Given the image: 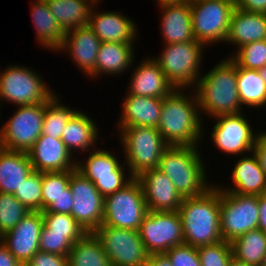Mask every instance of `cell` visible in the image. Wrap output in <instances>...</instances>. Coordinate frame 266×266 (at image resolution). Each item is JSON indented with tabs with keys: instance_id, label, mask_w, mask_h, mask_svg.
<instances>
[{
	"instance_id": "1",
	"label": "cell",
	"mask_w": 266,
	"mask_h": 266,
	"mask_svg": "<svg viewBox=\"0 0 266 266\" xmlns=\"http://www.w3.org/2000/svg\"><path fill=\"white\" fill-rule=\"evenodd\" d=\"M183 91L175 89L163 98L157 128L168 146H199L205 130L198 98L195 91L189 96Z\"/></svg>"
},
{
	"instance_id": "2",
	"label": "cell",
	"mask_w": 266,
	"mask_h": 266,
	"mask_svg": "<svg viewBox=\"0 0 266 266\" xmlns=\"http://www.w3.org/2000/svg\"><path fill=\"white\" fill-rule=\"evenodd\" d=\"M196 86L193 91L202 115L215 118L243 111L237 89V66L230 58L226 57L200 76Z\"/></svg>"
},
{
	"instance_id": "3",
	"label": "cell",
	"mask_w": 266,
	"mask_h": 266,
	"mask_svg": "<svg viewBox=\"0 0 266 266\" xmlns=\"http://www.w3.org/2000/svg\"><path fill=\"white\" fill-rule=\"evenodd\" d=\"M184 243L193 247L223 240L220 230V189L212 185L203 194L184 198L178 209Z\"/></svg>"
},
{
	"instance_id": "4",
	"label": "cell",
	"mask_w": 266,
	"mask_h": 266,
	"mask_svg": "<svg viewBox=\"0 0 266 266\" xmlns=\"http://www.w3.org/2000/svg\"><path fill=\"white\" fill-rule=\"evenodd\" d=\"M197 147L169 146L160 158L158 169L183 198L201 195L212 186L206 182L205 165Z\"/></svg>"
},
{
	"instance_id": "5",
	"label": "cell",
	"mask_w": 266,
	"mask_h": 266,
	"mask_svg": "<svg viewBox=\"0 0 266 266\" xmlns=\"http://www.w3.org/2000/svg\"><path fill=\"white\" fill-rule=\"evenodd\" d=\"M120 141L125 153L127 172L132 177L158 168L163 152L169 147L156 127H123L119 130Z\"/></svg>"
},
{
	"instance_id": "6",
	"label": "cell",
	"mask_w": 266,
	"mask_h": 266,
	"mask_svg": "<svg viewBox=\"0 0 266 266\" xmlns=\"http://www.w3.org/2000/svg\"><path fill=\"white\" fill-rule=\"evenodd\" d=\"M159 57L153 58L167 80L175 89L195 88L200 78V67L204 48L201 42L194 40L184 43L164 44ZM203 51V52H202Z\"/></svg>"
},
{
	"instance_id": "7",
	"label": "cell",
	"mask_w": 266,
	"mask_h": 266,
	"mask_svg": "<svg viewBox=\"0 0 266 266\" xmlns=\"http://www.w3.org/2000/svg\"><path fill=\"white\" fill-rule=\"evenodd\" d=\"M4 69L0 71V105L2 100L16 107L45 104L55 95L47 82L31 68L14 64Z\"/></svg>"
},
{
	"instance_id": "8",
	"label": "cell",
	"mask_w": 266,
	"mask_h": 266,
	"mask_svg": "<svg viewBox=\"0 0 266 266\" xmlns=\"http://www.w3.org/2000/svg\"><path fill=\"white\" fill-rule=\"evenodd\" d=\"M190 5L195 40L206 47L225 42L235 0H191Z\"/></svg>"
},
{
	"instance_id": "9",
	"label": "cell",
	"mask_w": 266,
	"mask_h": 266,
	"mask_svg": "<svg viewBox=\"0 0 266 266\" xmlns=\"http://www.w3.org/2000/svg\"><path fill=\"white\" fill-rule=\"evenodd\" d=\"M148 213L140 181L133 178L122 189L104 198L101 226L138 231Z\"/></svg>"
},
{
	"instance_id": "10",
	"label": "cell",
	"mask_w": 266,
	"mask_h": 266,
	"mask_svg": "<svg viewBox=\"0 0 266 266\" xmlns=\"http://www.w3.org/2000/svg\"><path fill=\"white\" fill-rule=\"evenodd\" d=\"M258 196L220 190V230L224 241L258 228Z\"/></svg>"
},
{
	"instance_id": "11",
	"label": "cell",
	"mask_w": 266,
	"mask_h": 266,
	"mask_svg": "<svg viewBox=\"0 0 266 266\" xmlns=\"http://www.w3.org/2000/svg\"><path fill=\"white\" fill-rule=\"evenodd\" d=\"M92 233L107 254L111 266H146L150 254L139 231L100 226Z\"/></svg>"
},
{
	"instance_id": "12",
	"label": "cell",
	"mask_w": 266,
	"mask_h": 266,
	"mask_svg": "<svg viewBox=\"0 0 266 266\" xmlns=\"http://www.w3.org/2000/svg\"><path fill=\"white\" fill-rule=\"evenodd\" d=\"M44 113L45 104L18 106L0 127V147L27 153L42 133Z\"/></svg>"
},
{
	"instance_id": "13",
	"label": "cell",
	"mask_w": 266,
	"mask_h": 266,
	"mask_svg": "<svg viewBox=\"0 0 266 266\" xmlns=\"http://www.w3.org/2000/svg\"><path fill=\"white\" fill-rule=\"evenodd\" d=\"M138 231L150 255L165 254L169 249L184 243L178 211H148Z\"/></svg>"
},
{
	"instance_id": "14",
	"label": "cell",
	"mask_w": 266,
	"mask_h": 266,
	"mask_svg": "<svg viewBox=\"0 0 266 266\" xmlns=\"http://www.w3.org/2000/svg\"><path fill=\"white\" fill-rule=\"evenodd\" d=\"M88 156L86 161L81 162L76 158V170L89 179L104 198L122 189L134 178L125 176L124 166L127 165L119 163L110 151L97 148Z\"/></svg>"
},
{
	"instance_id": "15",
	"label": "cell",
	"mask_w": 266,
	"mask_h": 266,
	"mask_svg": "<svg viewBox=\"0 0 266 266\" xmlns=\"http://www.w3.org/2000/svg\"><path fill=\"white\" fill-rule=\"evenodd\" d=\"M69 188L73 196L71 216L88 233L100 227L104 215V197L96 186L76 169L71 170Z\"/></svg>"
},
{
	"instance_id": "16",
	"label": "cell",
	"mask_w": 266,
	"mask_h": 266,
	"mask_svg": "<svg viewBox=\"0 0 266 266\" xmlns=\"http://www.w3.org/2000/svg\"><path fill=\"white\" fill-rule=\"evenodd\" d=\"M241 112L215 117L211 128L212 141L225 154L246 155L253 151L259 133L253 132L251 123Z\"/></svg>"
},
{
	"instance_id": "17",
	"label": "cell",
	"mask_w": 266,
	"mask_h": 266,
	"mask_svg": "<svg viewBox=\"0 0 266 266\" xmlns=\"http://www.w3.org/2000/svg\"><path fill=\"white\" fill-rule=\"evenodd\" d=\"M42 227V211H30L13 229L0 236V242L22 265H25L40 251Z\"/></svg>"
},
{
	"instance_id": "18",
	"label": "cell",
	"mask_w": 266,
	"mask_h": 266,
	"mask_svg": "<svg viewBox=\"0 0 266 266\" xmlns=\"http://www.w3.org/2000/svg\"><path fill=\"white\" fill-rule=\"evenodd\" d=\"M136 178L141 183L148 211H178L184 198L167 175L154 168Z\"/></svg>"
},
{
	"instance_id": "19",
	"label": "cell",
	"mask_w": 266,
	"mask_h": 266,
	"mask_svg": "<svg viewBox=\"0 0 266 266\" xmlns=\"http://www.w3.org/2000/svg\"><path fill=\"white\" fill-rule=\"evenodd\" d=\"M101 40L87 25L66 31L63 44L57 52L68 51L73 63L90 78L96 75V59ZM72 57V58H71Z\"/></svg>"
},
{
	"instance_id": "20",
	"label": "cell",
	"mask_w": 266,
	"mask_h": 266,
	"mask_svg": "<svg viewBox=\"0 0 266 266\" xmlns=\"http://www.w3.org/2000/svg\"><path fill=\"white\" fill-rule=\"evenodd\" d=\"M32 168L37 172H63L76 169V159L62 139L41 134L27 152Z\"/></svg>"
},
{
	"instance_id": "21",
	"label": "cell",
	"mask_w": 266,
	"mask_h": 266,
	"mask_svg": "<svg viewBox=\"0 0 266 266\" xmlns=\"http://www.w3.org/2000/svg\"><path fill=\"white\" fill-rule=\"evenodd\" d=\"M101 0H97L91 8L88 26L93 30L101 42L135 43L137 26L132 19L120 12H96L95 7Z\"/></svg>"
},
{
	"instance_id": "22",
	"label": "cell",
	"mask_w": 266,
	"mask_h": 266,
	"mask_svg": "<svg viewBox=\"0 0 266 266\" xmlns=\"http://www.w3.org/2000/svg\"><path fill=\"white\" fill-rule=\"evenodd\" d=\"M129 85L126 93L145 97L164 98L175 90L153 57L136 66Z\"/></svg>"
},
{
	"instance_id": "23",
	"label": "cell",
	"mask_w": 266,
	"mask_h": 266,
	"mask_svg": "<svg viewBox=\"0 0 266 266\" xmlns=\"http://www.w3.org/2000/svg\"><path fill=\"white\" fill-rule=\"evenodd\" d=\"M122 100L118 129L123 127H158L163 98L145 97L127 93Z\"/></svg>"
},
{
	"instance_id": "24",
	"label": "cell",
	"mask_w": 266,
	"mask_h": 266,
	"mask_svg": "<svg viewBox=\"0 0 266 266\" xmlns=\"http://www.w3.org/2000/svg\"><path fill=\"white\" fill-rule=\"evenodd\" d=\"M252 153V154H251ZM249 155H242L232 168L233 187L219 189L242 195L259 196L266 193V174L262 170L258 157L252 151ZM251 154V156H250Z\"/></svg>"
},
{
	"instance_id": "25",
	"label": "cell",
	"mask_w": 266,
	"mask_h": 266,
	"mask_svg": "<svg viewBox=\"0 0 266 266\" xmlns=\"http://www.w3.org/2000/svg\"><path fill=\"white\" fill-rule=\"evenodd\" d=\"M164 44L194 41L190 2L160 6Z\"/></svg>"
},
{
	"instance_id": "26",
	"label": "cell",
	"mask_w": 266,
	"mask_h": 266,
	"mask_svg": "<svg viewBox=\"0 0 266 266\" xmlns=\"http://www.w3.org/2000/svg\"><path fill=\"white\" fill-rule=\"evenodd\" d=\"M261 40H266V14L247 12L235 7L225 42L237 45L238 49Z\"/></svg>"
},
{
	"instance_id": "27",
	"label": "cell",
	"mask_w": 266,
	"mask_h": 266,
	"mask_svg": "<svg viewBox=\"0 0 266 266\" xmlns=\"http://www.w3.org/2000/svg\"><path fill=\"white\" fill-rule=\"evenodd\" d=\"M33 171L28 153L0 147V192L14 194Z\"/></svg>"
},
{
	"instance_id": "28",
	"label": "cell",
	"mask_w": 266,
	"mask_h": 266,
	"mask_svg": "<svg viewBox=\"0 0 266 266\" xmlns=\"http://www.w3.org/2000/svg\"><path fill=\"white\" fill-rule=\"evenodd\" d=\"M98 130L94 120L87 113L78 110L64 127L61 139L72 155L74 150L83 153L98 141Z\"/></svg>"
},
{
	"instance_id": "29",
	"label": "cell",
	"mask_w": 266,
	"mask_h": 266,
	"mask_svg": "<svg viewBox=\"0 0 266 266\" xmlns=\"http://www.w3.org/2000/svg\"><path fill=\"white\" fill-rule=\"evenodd\" d=\"M31 15L36 27V39L40 46L57 52L63 44L66 32L51 14L46 0H35L31 2Z\"/></svg>"
},
{
	"instance_id": "30",
	"label": "cell",
	"mask_w": 266,
	"mask_h": 266,
	"mask_svg": "<svg viewBox=\"0 0 266 266\" xmlns=\"http://www.w3.org/2000/svg\"><path fill=\"white\" fill-rule=\"evenodd\" d=\"M133 43L101 42L96 59V75H118L135 62ZM108 73V74H107Z\"/></svg>"
},
{
	"instance_id": "31",
	"label": "cell",
	"mask_w": 266,
	"mask_h": 266,
	"mask_svg": "<svg viewBox=\"0 0 266 266\" xmlns=\"http://www.w3.org/2000/svg\"><path fill=\"white\" fill-rule=\"evenodd\" d=\"M97 0H46L51 14L66 32L89 24L92 6Z\"/></svg>"
},
{
	"instance_id": "32",
	"label": "cell",
	"mask_w": 266,
	"mask_h": 266,
	"mask_svg": "<svg viewBox=\"0 0 266 266\" xmlns=\"http://www.w3.org/2000/svg\"><path fill=\"white\" fill-rule=\"evenodd\" d=\"M230 243L233 258L248 265L261 266L266 256V233L261 229L250 230Z\"/></svg>"
},
{
	"instance_id": "33",
	"label": "cell",
	"mask_w": 266,
	"mask_h": 266,
	"mask_svg": "<svg viewBox=\"0 0 266 266\" xmlns=\"http://www.w3.org/2000/svg\"><path fill=\"white\" fill-rule=\"evenodd\" d=\"M237 89L241 106L261 108L266 105V84L259 70L237 66Z\"/></svg>"
},
{
	"instance_id": "34",
	"label": "cell",
	"mask_w": 266,
	"mask_h": 266,
	"mask_svg": "<svg viewBox=\"0 0 266 266\" xmlns=\"http://www.w3.org/2000/svg\"><path fill=\"white\" fill-rule=\"evenodd\" d=\"M68 266H111V263L98 239L88 232L72 246Z\"/></svg>"
},
{
	"instance_id": "35",
	"label": "cell",
	"mask_w": 266,
	"mask_h": 266,
	"mask_svg": "<svg viewBox=\"0 0 266 266\" xmlns=\"http://www.w3.org/2000/svg\"><path fill=\"white\" fill-rule=\"evenodd\" d=\"M56 96L57 95H54L47 103H45L41 134L53 137L54 139H61L64 127L78 110L71 109L64 104L62 105L59 101V97Z\"/></svg>"
},
{
	"instance_id": "36",
	"label": "cell",
	"mask_w": 266,
	"mask_h": 266,
	"mask_svg": "<svg viewBox=\"0 0 266 266\" xmlns=\"http://www.w3.org/2000/svg\"><path fill=\"white\" fill-rule=\"evenodd\" d=\"M42 215L43 226L48 233L65 234L74 244L87 233L69 214L42 213Z\"/></svg>"
},
{
	"instance_id": "37",
	"label": "cell",
	"mask_w": 266,
	"mask_h": 266,
	"mask_svg": "<svg viewBox=\"0 0 266 266\" xmlns=\"http://www.w3.org/2000/svg\"><path fill=\"white\" fill-rule=\"evenodd\" d=\"M29 212L13 194L0 192V236L13 229Z\"/></svg>"
},
{
	"instance_id": "38",
	"label": "cell",
	"mask_w": 266,
	"mask_h": 266,
	"mask_svg": "<svg viewBox=\"0 0 266 266\" xmlns=\"http://www.w3.org/2000/svg\"><path fill=\"white\" fill-rule=\"evenodd\" d=\"M236 66L259 70L266 66V40L245 44L229 57Z\"/></svg>"
},
{
	"instance_id": "39",
	"label": "cell",
	"mask_w": 266,
	"mask_h": 266,
	"mask_svg": "<svg viewBox=\"0 0 266 266\" xmlns=\"http://www.w3.org/2000/svg\"><path fill=\"white\" fill-rule=\"evenodd\" d=\"M71 170L63 172H42V211L56 198L68 194Z\"/></svg>"
},
{
	"instance_id": "40",
	"label": "cell",
	"mask_w": 266,
	"mask_h": 266,
	"mask_svg": "<svg viewBox=\"0 0 266 266\" xmlns=\"http://www.w3.org/2000/svg\"><path fill=\"white\" fill-rule=\"evenodd\" d=\"M13 195L28 210L42 211V172L33 171Z\"/></svg>"
},
{
	"instance_id": "41",
	"label": "cell",
	"mask_w": 266,
	"mask_h": 266,
	"mask_svg": "<svg viewBox=\"0 0 266 266\" xmlns=\"http://www.w3.org/2000/svg\"><path fill=\"white\" fill-rule=\"evenodd\" d=\"M201 266H228L231 261L232 247L227 241L197 247Z\"/></svg>"
},
{
	"instance_id": "42",
	"label": "cell",
	"mask_w": 266,
	"mask_h": 266,
	"mask_svg": "<svg viewBox=\"0 0 266 266\" xmlns=\"http://www.w3.org/2000/svg\"><path fill=\"white\" fill-rule=\"evenodd\" d=\"M73 245L74 243L65 234L48 233V230L42 227L39 239L41 252L68 256Z\"/></svg>"
},
{
	"instance_id": "43",
	"label": "cell",
	"mask_w": 266,
	"mask_h": 266,
	"mask_svg": "<svg viewBox=\"0 0 266 266\" xmlns=\"http://www.w3.org/2000/svg\"><path fill=\"white\" fill-rule=\"evenodd\" d=\"M165 255L169 258L172 266H201L197 247L189 244H180L169 249Z\"/></svg>"
},
{
	"instance_id": "44",
	"label": "cell",
	"mask_w": 266,
	"mask_h": 266,
	"mask_svg": "<svg viewBox=\"0 0 266 266\" xmlns=\"http://www.w3.org/2000/svg\"><path fill=\"white\" fill-rule=\"evenodd\" d=\"M24 266H68V256L38 251Z\"/></svg>"
},
{
	"instance_id": "45",
	"label": "cell",
	"mask_w": 266,
	"mask_h": 266,
	"mask_svg": "<svg viewBox=\"0 0 266 266\" xmlns=\"http://www.w3.org/2000/svg\"><path fill=\"white\" fill-rule=\"evenodd\" d=\"M73 196L68 186V194H63L55 199L42 213H61L71 215Z\"/></svg>"
},
{
	"instance_id": "46",
	"label": "cell",
	"mask_w": 266,
	"mask_h": 266,
	"mask_svg": "<svg viewBox=\"0 0 266 266\" xmlns=\"http://www.w3.org/2000/svg\"><path fill=\"white\" fill-rule=\"evenodd\" d=\"M235 5L243 11L266 14V0H235Z\"/></svg>"
},
{
	"instance_id": "47",
	"label": "cell",
	"mask_w": 266,
	"mask_h": 266,
	"mask_svg": "<svg viewBox=\"0 0 266 266\" xmlns=\"http://www.w3.org/2000/svg\"><path fill=\"white\" fill-rule=\"evenodd\" d=\"M253 151L258 157L262 170L266 174V131L259 132Z\"/></svg>"
},
{
	"instance_id": "48",
	"label": "cell",
	"mask_w": 266,
	"mask_h": 266,
	"mask_svg": "<svg viewBox=\"0 0 266 266\" xmlns=\"http://www.w3.org/2000/svg\"><path fill=\"white\" fill-rule=\"evenodd\" d=\"M0 266H24V265H22L0 242Z\"/></svg>"
},
{
	"instance_id": "49",
	"label": "cell",
	"mask_w": 266,
	"mask_h": 266,
	"mask_svg": "<svg viewBox=\"0 0 266 266\" xmlns=\"http://www.w3.org/2000/svg\"><path fill=\"white\" fill-rule=\"evenodd\" d=\"M259 222L258 229L266 233V193L258 196Z\"/></svg>"
},
{
	"instance_id": "50",
	"label": "cell",
	"mask_w": 266,
	"mask_h": 266,
	"mask_svg": "<svg viewBox=\"0 0 266 266\" xmlns=\"http://www.w3.org/2000/svg\"><path fill=\"white\" fill-rule=\"evenodd\" d=\"M146 266H172V263L165 254H152Z\"/></svg>"
},
{
	"instance_id": "51",
	"label": "cell",
	"mask_w": 266,
	"mask_h": 266,
	"mask_svg": "<svg viewBox=\"0 0 266 266\" xmlns=\"http://www.w3.org/2000/svg\"><path fill=\"white\" fill-rule=\"evenodd\" d=\"M191 0H157V6H163V5H171V4H181V3H187Z\"/></svg>"
},
{
	"instance_id": "52",
	"label": "cell",
	"mask_w": 266,
	"mask_h": 266,
	"mask_svg": "<svg viewBox=\"0 0 266 266\" xmlns=\"http://www.w3.org/2000/svg\"><path fill=\"white\" fill-rule=\"evenodd\" d=\"M228 266H253V265H248L244 262L238 261L235 258L232 257L231 261L229 262Z\"/></svg>"
},
{
	"instance_id": "53",
	"label": "cell",
	"mask_w": 266,
	"mask_h": 266,
	"mask_svg": "<svg viewBox=\"0 0 266 266\" xmlns=\"http://www.w3.org/2000/svg\"><path fill=\"white\" fill-rule=\"evenodd\" d=\"M259 73L261 75V78L266 84V66H264L262 69H259Z\"/></svg>"
},
{
	"instance_id": "54",
	"label": "cell",
	"mask_w": 266,
	"mask_h": 266,
	"mask_svg": "<svg viewBox=\"0 0 266 266\" xmlns=\"http://www.w3.org/2000/svg\"><path fill=\"white\" fill-rule=\"evenodd\" d=\"M261 266H266V256L264 257Z\"/></svg>"
}]
</instances>
